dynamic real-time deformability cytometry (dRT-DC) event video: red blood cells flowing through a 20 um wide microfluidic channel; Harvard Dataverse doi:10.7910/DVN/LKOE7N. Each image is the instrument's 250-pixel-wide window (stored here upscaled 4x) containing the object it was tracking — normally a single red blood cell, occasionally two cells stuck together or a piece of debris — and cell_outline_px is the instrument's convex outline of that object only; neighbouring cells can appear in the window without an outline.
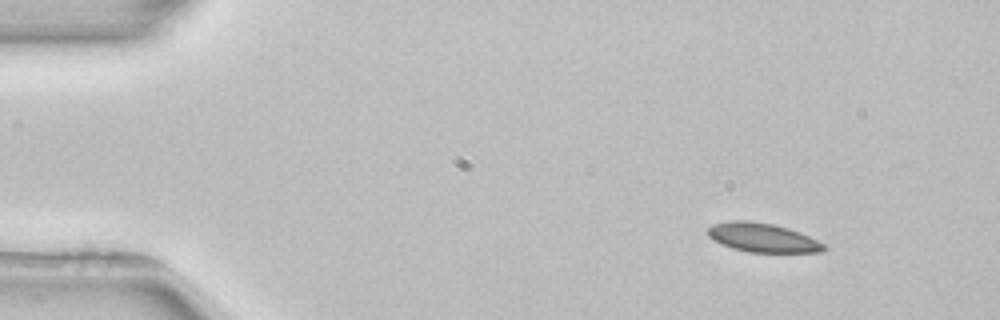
{"species": "common noctule bat (a hibernating species)", "species_latin": "Nyctalus noctula", "temperature_condition": "room temperature", "stored_images_in_passage": 4, "camera_frame_rate_fps": 3000, "um_per_image_px": 0.085, "animal": {"sex": "female", "body_mass_g": 22.7, "forearm_length_mm": 54.2}, "frame": {"image": 1, "passage_image": 1, "time_ms": 0.0, "image_size_px": [1000, 320], "cell_outline_px": [[828, 248], [824, 252], [748, 252], [732, 248], [712, 240], [708, 236], [708, 228], [712, 224], [728, 220], [748, 220], [772, 224], [788, 228], [800, 232], [824, 244]], "centroid_in_image_um": [64.8, 20.19], "position_along_channel_um": 20.2, "area_um2": 19.71}}